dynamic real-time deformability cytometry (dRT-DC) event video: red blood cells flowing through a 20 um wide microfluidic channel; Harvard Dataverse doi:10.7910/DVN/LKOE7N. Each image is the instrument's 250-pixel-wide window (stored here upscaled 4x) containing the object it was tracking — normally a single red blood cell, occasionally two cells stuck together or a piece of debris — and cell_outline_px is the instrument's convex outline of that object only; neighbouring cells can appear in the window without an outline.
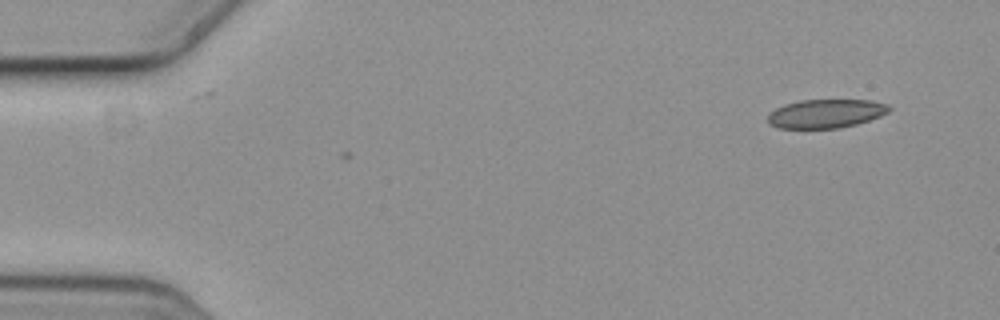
{"species": "common noctule bat (a hibernating species)", "species_latin": "Nyctalus noctula", "temperature_condition": "cold", "stored_images_in_passage": 10, "camera_frame_rate_fps": 3000, "um_per_image_px": 0.085, "animal": {"sex": "female", "body_mass_g": 19.3, "forearm_length_mm": 54.1}, "frame": {"image": 1, "passage_image": 1, "time_ms": 0.0, "image_size_px": [1000, 320], "cell_outline_px": [[892, 108], [888, 112], [880, 116], [856, 124], [840, 128], [776, 128], [768, 124], [768, 112], [784, 104], [800, 100], [868, 100], [888, 104]], "centroid_in_image_um": [70.16, 9.65], "position_along_channel_um": 14.8, "area_um2": 20.4}}
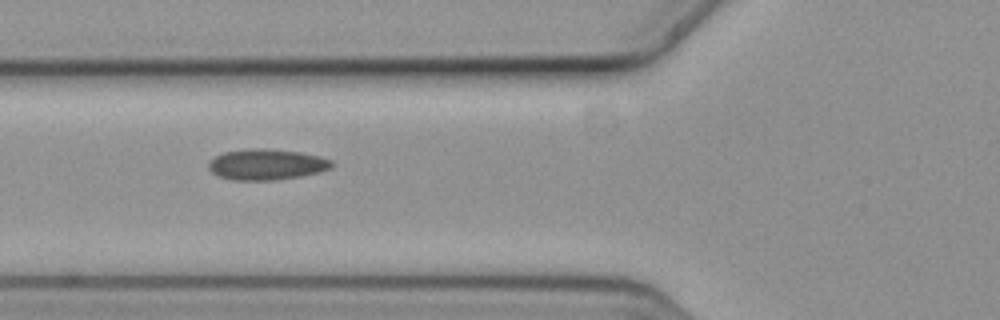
{"frame": {"image": 2, "passage_image": 6, "time_ms": 1.667, "image_size_px": [1000, 320], "cell_outline_px": [[332, 168], [320, 172], [300, 176], [276, 180], [232, 180], [220, 176], [212, 172], [208, 168], [208, 160], [224, 152], [248, 148], [264, 148], [300, 152], [320, 156], [332, 160]], "centroid_in_image_um": [22.65, 13.97], "position_along_channel_um": 103.1, "area_um2": 22.25}}
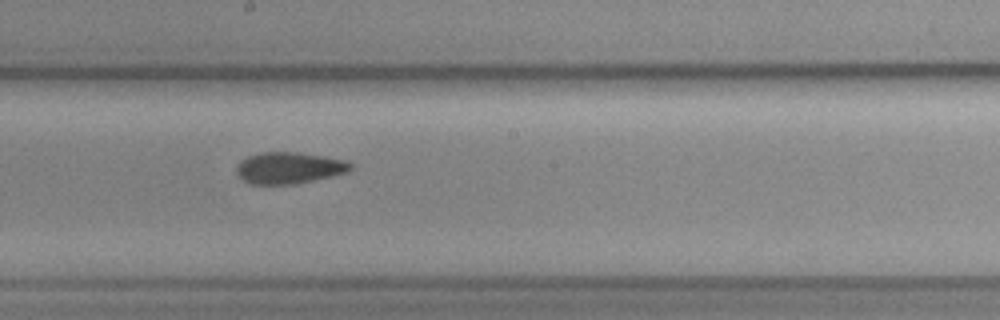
{"frame": {"image": 3, "passage_image": 9, "time_ms": 2.667, "image_size_px": [1000, 320], "cell_outline_px": [[356, 168], [348, 172], [332, 176], [296, 184], [252, 184], [244, 180], [236, 172], [236, 168], [240, 160], [248, 156], [260, 152], [296, 152], [324, 156], [344, 160], [352, 164]], "centroid_in_image_um": [24.6, 14.27], "position_along_channel_um": 223.6, "area_um2": 21.04}}